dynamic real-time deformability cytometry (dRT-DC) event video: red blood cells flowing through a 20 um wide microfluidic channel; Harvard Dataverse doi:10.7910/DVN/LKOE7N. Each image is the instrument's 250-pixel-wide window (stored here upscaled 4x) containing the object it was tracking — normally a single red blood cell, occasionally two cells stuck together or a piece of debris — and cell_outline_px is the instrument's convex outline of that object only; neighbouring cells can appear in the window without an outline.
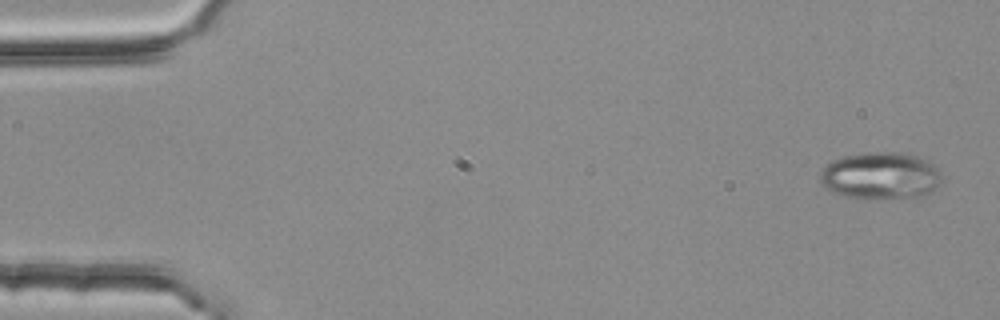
{"species": "common noctule bat (a hibernating species)", "species_latin": "Nyctalus noctula", "temperature_condition": "room temperature", "stored_images_in_passage": 5, "camera_frame_rate_fps": 3000, "um_per_image_px": 0.085, "animal": {"sex": "female", "body_mass_g": 25.1}, "frame": {"image": 1, "passage_image": 1, "time_ms": 0.0, "image_size_px": [1000, 320], "cell_outline_px": [[940, 180], [932, 192], [920, 196], [868, 200], [864, 200], [844, 196], [824, 188], [820, 184], [820, 172], [832, 160], [844, 156], [864, 152], [908, 152], [924, 156], [936, 164], [940, 172]], "centroid_in_image_um": [74.86, 14.93], "position_along_channel_um": 10.1, "area_um2": 34.28}}